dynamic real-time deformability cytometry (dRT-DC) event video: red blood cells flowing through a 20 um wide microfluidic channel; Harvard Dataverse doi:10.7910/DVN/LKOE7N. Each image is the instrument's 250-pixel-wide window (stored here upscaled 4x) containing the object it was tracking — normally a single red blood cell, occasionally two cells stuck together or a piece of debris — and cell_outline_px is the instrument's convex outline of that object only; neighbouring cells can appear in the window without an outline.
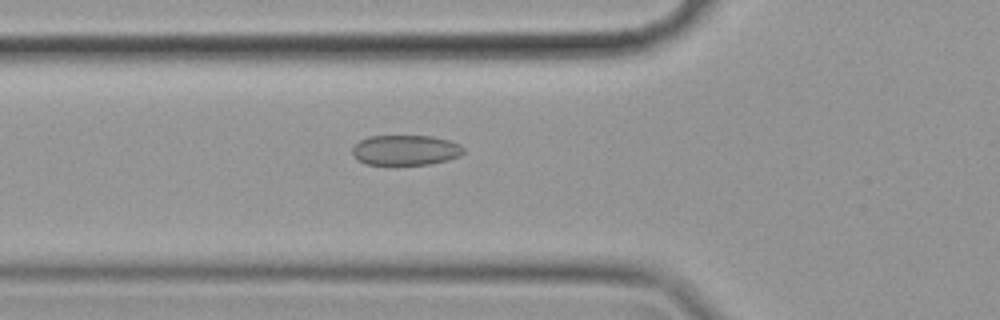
{"species": "common noctule bat (a hibernating species)", "species_latin": "Nyctalus noctula", "temperature_condition": "cold", "stored_images_in_passage": 51, "camera_frame_rate_fps": 3000, "um_per_image_px": 0.085, "animal": {"sex": "female", "body_mass_g": 19.9}, "frame": {"image": 1, "passage_image": 14, "time_ms": 4.333, "image_size_px": [1000, 320], "cell_outline_px": [[464, 152], [460, 156], [448, 160], [428, 164], [364, 164], [352, 156], [352, 148], [360, 140], [368, 136], [432, 136], [448, 140], [460, 144], [464, 148]], "centroid_in_image_um": [34.46, 12.76], "position_along_channel_um": 91.3, "area_um2": 19.59}}
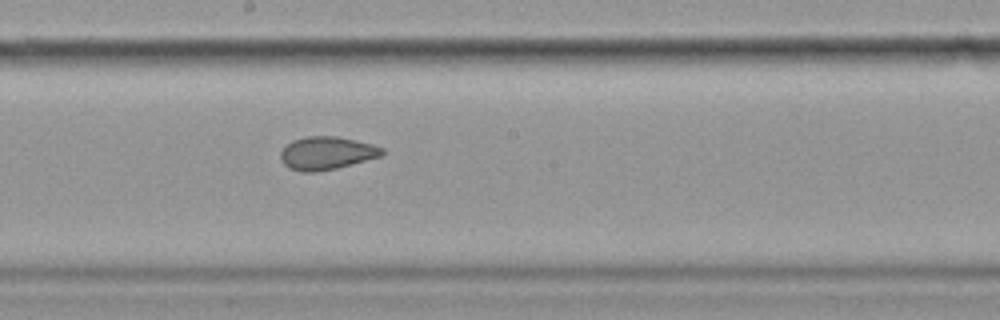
{"frame": {"image": 2, "passage_image": 25, "time_ms": 8.0, "image_size_px": [1000, 320], "cell_outline_px": [[384, 152], [380, 156], [336, 168], [316, 172], [300, 172], [288, 168], [280, 160], [280, 152], [292, 140], [308, 136], [336, 136], [356, 140], [372, 144], [384, 148]], "centroid_in_image_um": [27.73, 13.02], "position_along_channel_um": 220.5, "area_um2": 19.48}}
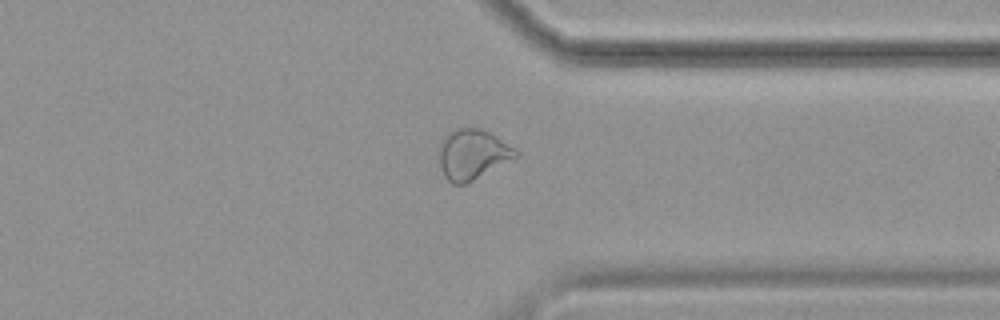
{"frame": {"image": 3, "passage_image": 38, "time_ms": 12.333, "image_size_px": [1000, 320], "cell_outline_px": [[520, 152], [516, 156], [472, 180], [464, 184], [452, 184], [444, 176], [440, 168], [440, 140], [448, 132], [456, 128], [480, 128], [496, 136], [516, 148]], "centroid_in_image_um": [40.13, 13.09], "position_along_channel_um": 371.3, "area_um2": 22.02}, "authors_computed_cell_mechanics": {"area_um2": 21.4438, "velocity_mm_per_s": 3.5124, "shape_relaxation_time_tau1_ms": 5.9957, "shape_relaxation_time_tau2_ms": 1.6445, "deformation_change_tau1": 0.1132, "deformation_change_tau2": 0.0566}}